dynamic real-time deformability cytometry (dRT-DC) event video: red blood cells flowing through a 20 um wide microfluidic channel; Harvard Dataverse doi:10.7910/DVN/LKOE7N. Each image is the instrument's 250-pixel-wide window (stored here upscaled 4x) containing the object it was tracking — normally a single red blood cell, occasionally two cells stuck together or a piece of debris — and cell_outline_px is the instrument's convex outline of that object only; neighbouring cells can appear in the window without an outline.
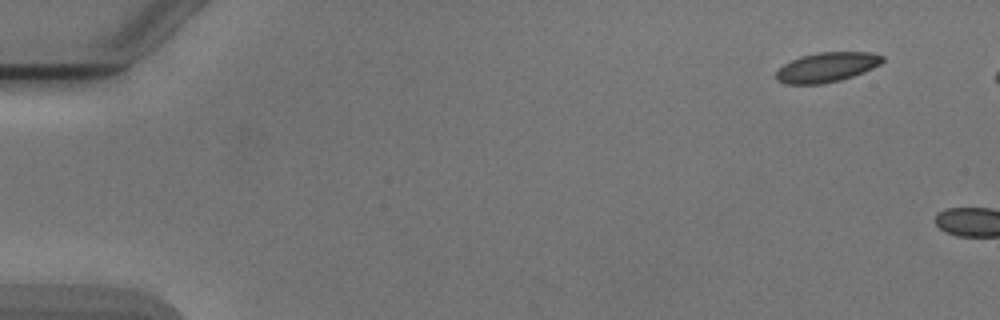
{"species": "Egyptian fruit bat (a non-hibernating species)", "species_latin": "Rousettus aegyptiacus", "temperature_condition": "cold", "stored_images_in_passage": 2, "camera_frame_rate_fps": 3000, "um_per_image_px": 0.085, "animal": {"sex": "male"}, "frame": {"image": 1, "passage_image": 1, "time_ms": 0.0, "image_size_px": [1000, 320], "cell_outline_px": [[884, 60], [880, 64], [864, 72], [840, 80], [824, 84], [784, 84], [776, 80], [776, 72], [784, 64], [800, 56], [816, 52], [872, 52], [884, 56]], "centroid_in_image_um": [70.27, 5.71], "position_along_channel_um": 14.7, "area_um2": 18.5}}